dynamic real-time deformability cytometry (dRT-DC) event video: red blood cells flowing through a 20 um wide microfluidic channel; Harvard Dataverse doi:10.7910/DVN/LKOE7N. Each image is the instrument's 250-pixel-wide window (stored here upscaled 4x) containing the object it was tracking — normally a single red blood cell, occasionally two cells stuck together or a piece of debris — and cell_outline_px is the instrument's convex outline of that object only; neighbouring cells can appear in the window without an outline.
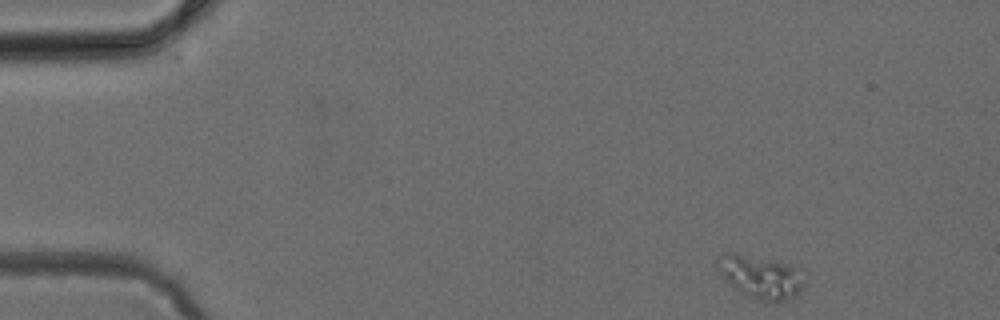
{"species": "common noctule bat (a hibernating species)", "species_latin": "Nyctalus noctula", "temperature_condition": "cold", "stored_images_in_passage": 46, "segment_of_instrument_passage": [1, 2], "camera_frame_rate_fps": 3000, "um_per_image_px": 0.085, "animal": {"sex": "female", "body_mass_g": 24.6, "forearm_length_mm": 56.2}, "frame": {"image": 1, "passage_image": 1, "time_ms": 0.0, "image_size_px": [1000, 320], "cell_outline_px": [[808, 280], [792, 296], [776, 304], [764, 300], [744, 292], [736, 288], [712, 264], [724, 252], [732, 252], [788, 264], [804, 268]], "centroid_in_image_um": [64.72, 23.49], "position_along_channel_um": 20.3, "area_um2": 21.56}}
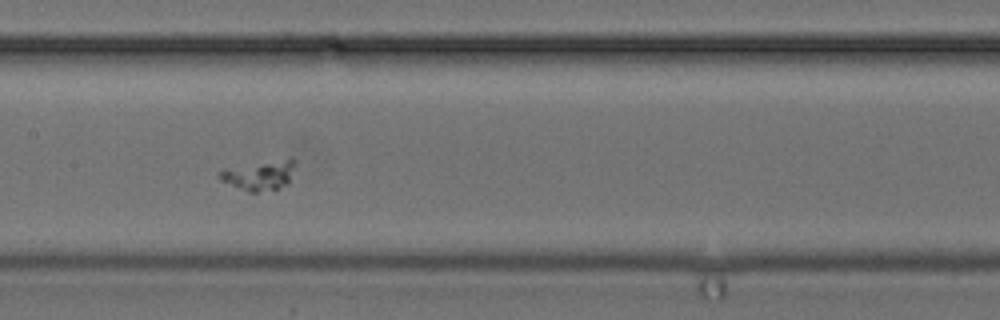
{"frame": {"image": 2, "passage_image": 20, "time_ms": 6.333, "image_size_px": [1000, 320], "cell_outline_px": [[296, 160], [288, 184], [280, 188], [256, 192], [248, 192], [220, 180], [216, 176], [216, 172], [224, 168], [288, 160]], "centroid_in_image_um": [21.97, 14.94], "position_along_channel_um": 185.4, "area_um2": 12.6}}
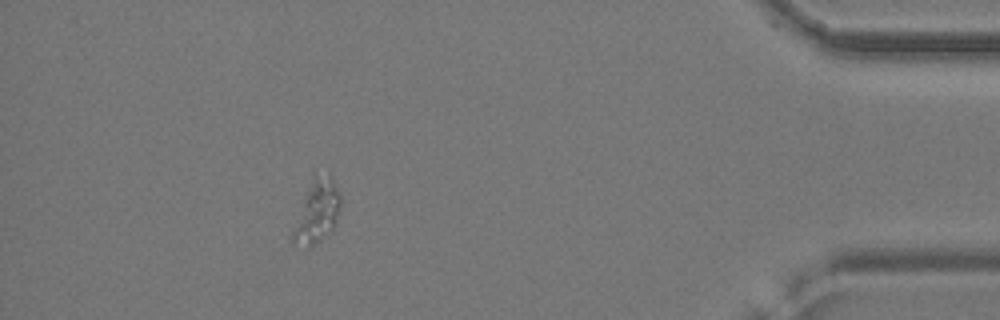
{"frame": {"image": 3, "passage_image": 40, "time_ms": 13.0, "image_size_px": [1000, 320], "cell_outline_px": [[340, 204], [336, 224], [332, 232], [308, 248], [292, 244], [288, 240], [288, 236], [312, 172], [328, 172], [340, 192]], "centroid_in_image_um": [26.87, 17.96], "position_along_channel_um": 408.3, "area_um2": 18.79}}